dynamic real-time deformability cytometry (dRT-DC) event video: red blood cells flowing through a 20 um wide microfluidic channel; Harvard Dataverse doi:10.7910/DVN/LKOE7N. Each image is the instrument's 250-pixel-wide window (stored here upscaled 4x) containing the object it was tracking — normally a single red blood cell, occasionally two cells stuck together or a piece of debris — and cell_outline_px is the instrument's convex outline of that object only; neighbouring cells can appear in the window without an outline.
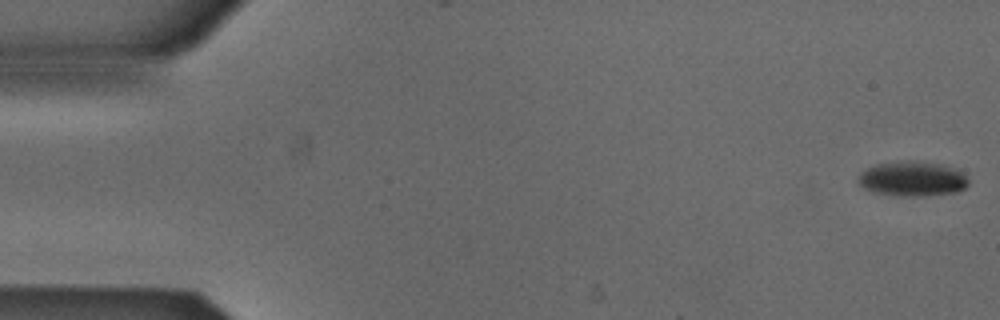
{"species": "Egyptian fruit bat (a non-hibernating species)", "species_latin": "Rousettus aegyptiacus", "temperature_condition": "cold", "stored_images_in_passage": 53, "camera_frame_rate_fps": 3000, "um_per_image_px": 0.085, "animal": {"sex": "male"}, "frame": {"image": 1, "passage_image": 1, "time_ms": 0.0, "image_size_px": [1000, 320], "cell_outline_px": [[968, 184], [964, 188], [956, 192], [924, 196], [896, 196], [872, 192], [864, 188], [856, 180], [860, 172], [876, 164], [908, 160], [940, 164], [952, 168], [960, 172], [968, 180]], "centroid_in_image_um": [77.5, 15.21], "position_along_channel_um": 7.5, "area_um2": 22.31}}
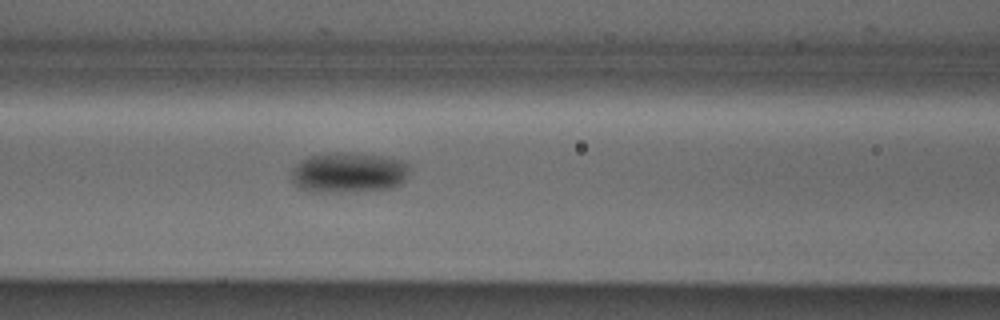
{"frame": {"image": 2, "passage_image": 22, "time_ms": 7.0, "image_size_px": [1000, 320], "cell_outline_px": [[408, 172], [404, 184], [392, 188], [356, 192], [308, 192], [292, 184], [292, 172], [296, 164], [300, 160], [308, 156], [332, 152], [348, 152], [380, 156], [400, 160], [408, 164]], "centroid_in_image_um": [29.61, 14.69], "position_along_channel_um": 137.0, "area_um2": 28.26}}
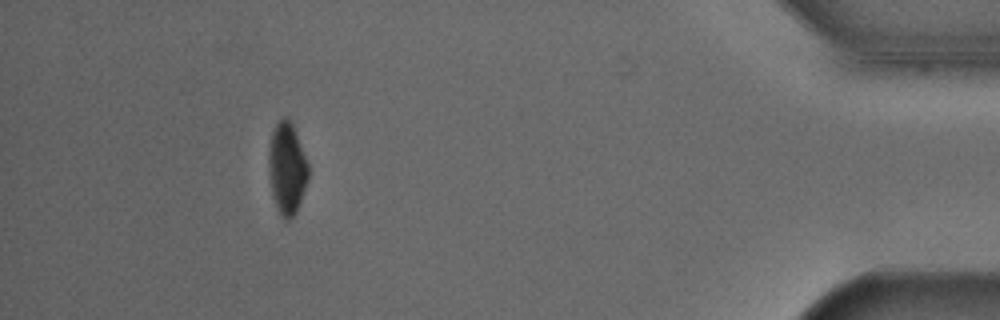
{"frame": {"image": 3, "passage_image": 48, "time_ms": 15.667, "image_size_px": [1000, 320], "cell_outline_px": [[308, 180], [296, 212], [288, 220], [284, 220], [280, 216], [276, 208], [272, 192], [268, 172], [268, 148], [272, 132], [276, 124], [284, 116], [288, 116], [292, 124], [308, 164]], "centroid_in_image_um": [24.37, 14.32], "position_along_channel_um": 410.8, "area_um2": 21.15}, "authors_computed_cell_mechanics": {"area_um2": 24.1026, "velocity_mm_per_s": 3.8831, "shape_relaxation_time_tau1_ms": 2.8042, "shape_relaxation_time_tau2_ms": null, "deformation_change_tau1": 0.0975, "deformation_change_tau2": null}}